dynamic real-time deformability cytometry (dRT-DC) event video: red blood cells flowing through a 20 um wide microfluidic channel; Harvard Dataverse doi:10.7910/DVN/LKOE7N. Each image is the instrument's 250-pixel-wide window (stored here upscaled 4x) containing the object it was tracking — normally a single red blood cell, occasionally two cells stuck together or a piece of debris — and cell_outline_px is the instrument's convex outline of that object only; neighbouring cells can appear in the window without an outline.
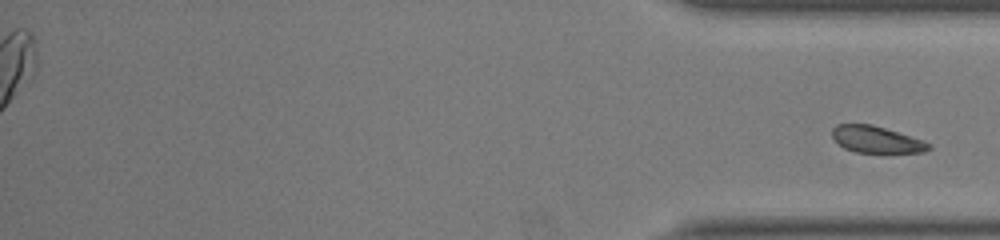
{"species": "common noctule bat (a hibernating species)", "species_latin": "Nyctalus noctula", "temperature_condition": "room temperature", "stored_images_in_passage": 52, "segment_of_instrument_passage": [2, 2], "camera_frame_rate_fps": 3000, "um_per_image_px": 0.085, "animal": {"sex": "female", "body_mass_g": 22.0, "forearm_length_mm": 56.7}, "frame": {"image": 1, "passage_image": 52, "time_ms": 17.0, "image_size_px": [1000, 240], "cell_outline_px": [[932, 148], [924, 152], [888, 156], [856, 152], [844, 148], [832, 136], [832, 128], [836, 124], [872, 124], [924, 140], [932, 144]], "centroid_in_image_um": [74.58, 11.92], "position_along_channel_um": 360.6, "area_um2": 15.95}}